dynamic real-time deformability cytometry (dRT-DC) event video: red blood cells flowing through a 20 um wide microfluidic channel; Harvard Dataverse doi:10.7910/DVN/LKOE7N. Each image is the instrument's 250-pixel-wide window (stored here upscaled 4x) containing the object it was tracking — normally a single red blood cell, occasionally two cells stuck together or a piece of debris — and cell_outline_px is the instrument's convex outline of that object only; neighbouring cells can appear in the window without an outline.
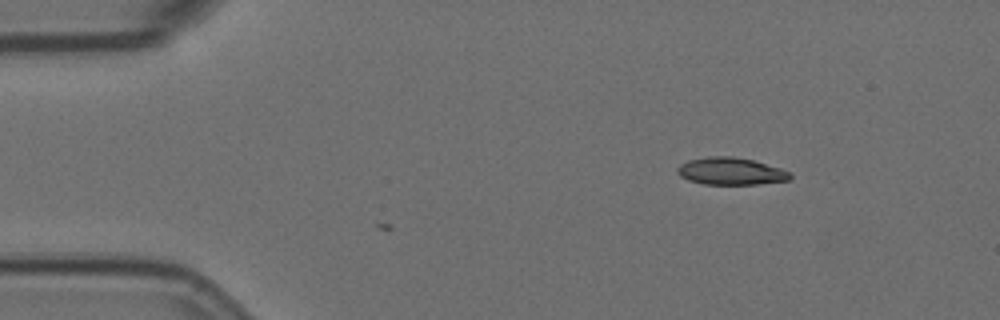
{"species": "Egyptian fruit bat (a non-hibernating species)", "species_latin": "Rousettus aegyptiacus", "temperature_condition": "room temperature", "stored_images_in_passage": 2, "camera_frame_rate_fps": 3000, "um_per_image_px": 0.085, "animal": {"sex": "female"}, "frame": {"image": 1, "passage_image": 2, "time_ms": 0.333, "image_size_px": [1000, 320], "cell_outline_px": [[792, 176], [788, 180], [756, 184], [704, 184], [688, 180], [680, 176], [676, 172], [676, 168], [680, 164], [688, 160], [708, 156], [732, 156], [752, 160], [780, 168], [788, 172]], "centroid_in_image_um": [62.05, 14.55], "position_along_channel_um": 22.9, "area_um2": 17.8}}